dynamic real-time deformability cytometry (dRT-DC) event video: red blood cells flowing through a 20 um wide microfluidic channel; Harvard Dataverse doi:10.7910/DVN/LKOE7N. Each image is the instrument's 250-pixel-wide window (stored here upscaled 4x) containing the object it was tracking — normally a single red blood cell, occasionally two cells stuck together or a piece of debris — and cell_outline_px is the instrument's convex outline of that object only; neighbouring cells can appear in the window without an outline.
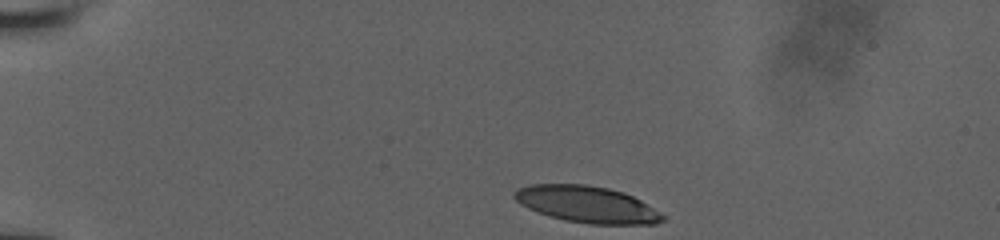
{"species": "human", "species_latin": "Homo sapiens", "temperature_condition": "room temperature", "stored_images_in_passage": 35, "camera_frame_rate_fps": 3000, "um_per_image_px": 0.085, "donor": {"sex": "male"}, "frame": {"image": 1, "passage_image": 1, "time_ms": 0.0, "image_size_px": [1000, 240], "cell_outline_px": [[664, 220], [656, 224], [588, 224], [564, 220], [528, 208], [520, 204], [512, 196], [512, 192], [520, 188], [532, 184], [584, 184], [608, 188], [624, 192], [640, 200], [660, 212], [664, 216]], "centroid_in_image_um": [49.89, 17.37], "position_along_channel_um": 35.1, "area_um2": 31.44}}
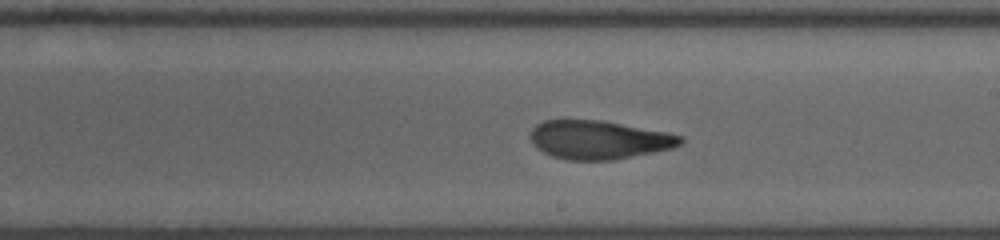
{"frame": {"image": 2, "passage_image": 19, "time_ms": 7.0, "image_size_px": [1000, 240], "cell_outline_px": [[684, 144], [672, 148], [612, 160], [568, 160], [552, 156], [536, 148], [532, 144], [532, 128], [536, 124], [544, 120], [564, 116], [600, 120], [668, 132], [684, 136]], "centroid_in_image_um": [50.87, 11.84], "position_along_channel_um": 238.1, "area_um2": 34.51}}
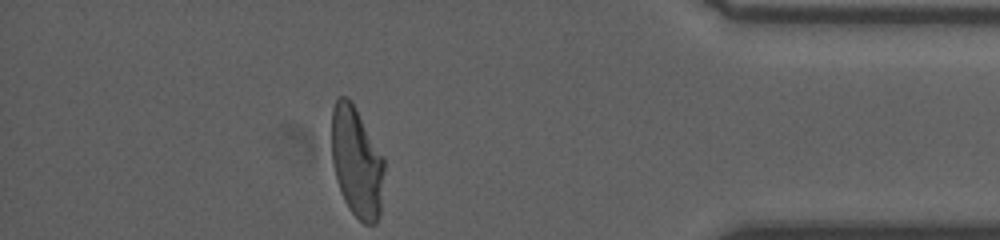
{"frame": {"image": 3, "passage_image": 35, "time_ms": 12.0, "image_size_px": [1000, 240], "cell_outline_px": [[384, 168], [380, 216], [376, 224], [364, 224], [348, 208], [340, 192], [336, 180], [332, 164], [332, 108], [336, 100], [340, 96], [348, 96], [356, 108], [384, 156]], "centroid_in_image_um": [30.32, 13.78], "position_along_channel_um": 404.9, "area_um2": 34.22}}